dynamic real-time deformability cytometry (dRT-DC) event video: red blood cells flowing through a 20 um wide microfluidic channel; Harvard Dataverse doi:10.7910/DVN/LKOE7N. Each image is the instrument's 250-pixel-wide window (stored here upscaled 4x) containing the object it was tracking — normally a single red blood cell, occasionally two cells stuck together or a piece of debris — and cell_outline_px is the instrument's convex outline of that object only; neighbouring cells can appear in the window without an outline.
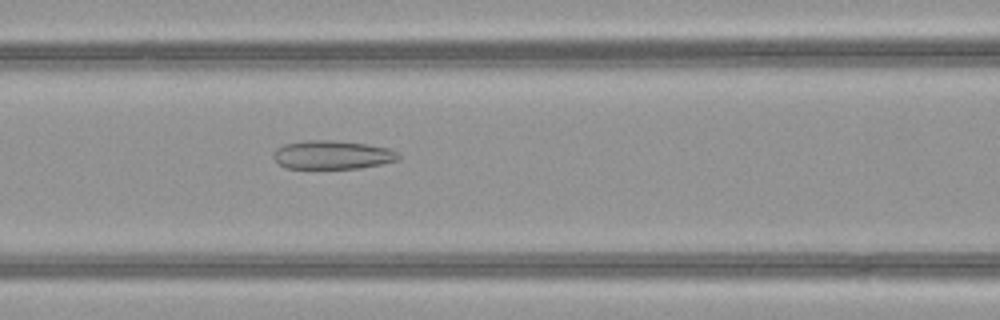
{"species": "common noctule bat (a hibernating species)", "species_latin": "Nyctalus noctula", "temperature_condition": "warm", "stored_images_in_passage": 41, "camera_frame_rate_fps": 3000, "um_per_image_px": 0.085, "animal": {"sex": "female", "body_mass_g": 21.9}, "frame": {"image": 1, "passage_image": 12, "time_ms": 3.667, "image_size_px": [1000, 320], "cell_outline_px": [[400, 160], [360, 168], [288, 168], [280, 164], [272, 156], [276, 148], [284, 144], [308, 140], [332, 140], [368, 144], [388, 148], [400, 152]], "centroid_in_image_um": [28.29, 13.15], "position_along_channel_um": 138.3, "area_um2": 20.87}}
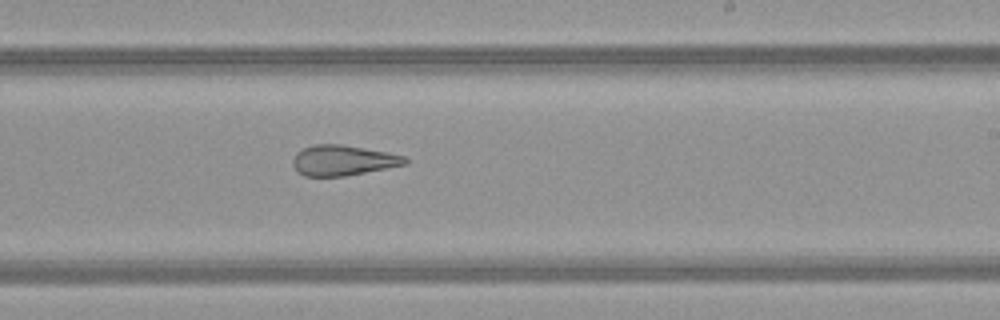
{"frame": {"image": 2, "passage_image": 21, "time_ms": 6.667, "image_size_px": [1000, 320], "cell_outline_px": [[408, 164], [344, 176], [304, 176], [292, 164], [292, 160], [296, 152], [304, 148], [316, 144], [340, 144], [388, 152], [404, 156], [408, 160]], "centroid_in_image_um": [29.16, 13.62], "position_along_channel_um": 259.8, "area_um2": 19.71}}
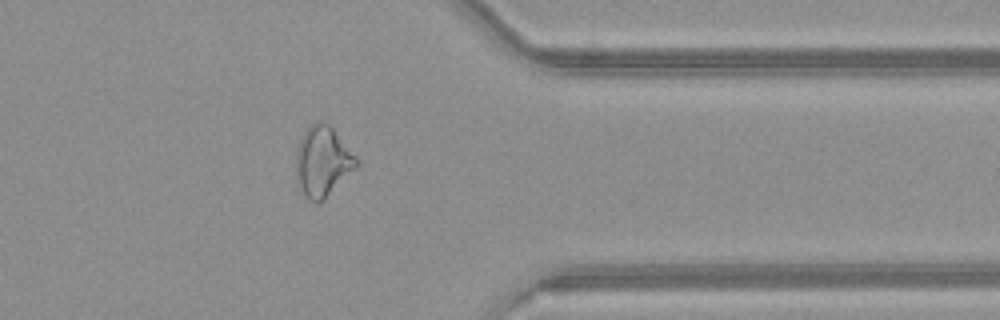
{"frame": {"image": 3, "passage_image": 31, "time_ms": 10.0, "image_size_px": [1000, 320], "cell_outline_px": [[360, 164], [324, 200], [316, 204], [308, 200], [296, 180], [296, 152], [300, 140], [304, 132], [316, 120], [320, 120], [328, 124], [332, 128], [360, 160]], "centroid_in_image_um": [27.44, 13.74], "position_along_channel_um": 384.0, "area_um2": 24.8}, "authors_computed_cell_mechanics": {"area_um2": 23.4668, "velocity_mm_per_s": 4.05, "shape_relaxation_time_tau1_ms": null, "shape_relaxation_time_tau2_ms": 2.4193, "deformation_change_tau1": null, "deformation_change_tau2": 0.1173}}